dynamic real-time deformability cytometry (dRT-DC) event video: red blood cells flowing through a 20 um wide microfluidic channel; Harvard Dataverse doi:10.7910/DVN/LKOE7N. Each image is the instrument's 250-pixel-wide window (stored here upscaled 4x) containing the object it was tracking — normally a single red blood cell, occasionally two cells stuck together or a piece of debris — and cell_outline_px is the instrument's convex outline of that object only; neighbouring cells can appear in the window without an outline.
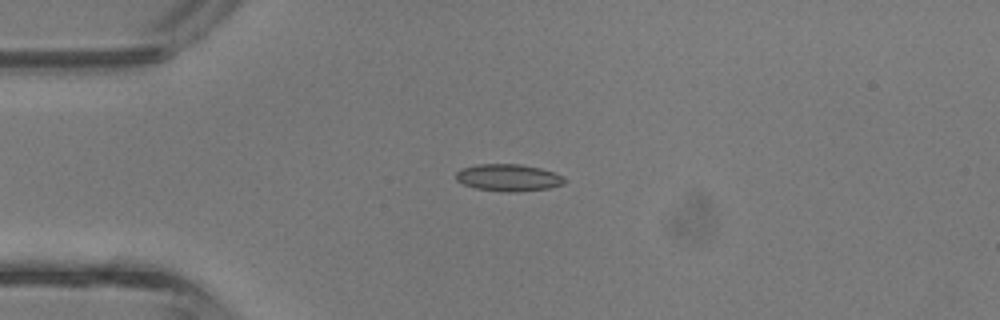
{"species": "common noctule bat (a hibernating species)", "species_latin": "Nyctalus noctula", "temperature_condition": "room temperature", "stored_images_in_passage": 4, "camera_frame_rate_fps": 3000, "um_per_image_px": 0.085, "animal": {"sex": "male", "body_mass_g": 13.3}, "frame": {"image": 1, "passage_image": 3, "time_ms": 0.667, "image_size_px": [1000, 320], "cell_outline_px": [[568, 180], [564, 184], [548, 188], [512, 192], [504, 192], [476, 188], [464, 184], [456, 180], [456, 172], [460, 168], [476, 164], [520, 164], [540, 168], [564, 176]], "centroid_in_image_um": [43.21, 15.09], "position_along_channel_um": 41.8, "area_um2": 17.17}}